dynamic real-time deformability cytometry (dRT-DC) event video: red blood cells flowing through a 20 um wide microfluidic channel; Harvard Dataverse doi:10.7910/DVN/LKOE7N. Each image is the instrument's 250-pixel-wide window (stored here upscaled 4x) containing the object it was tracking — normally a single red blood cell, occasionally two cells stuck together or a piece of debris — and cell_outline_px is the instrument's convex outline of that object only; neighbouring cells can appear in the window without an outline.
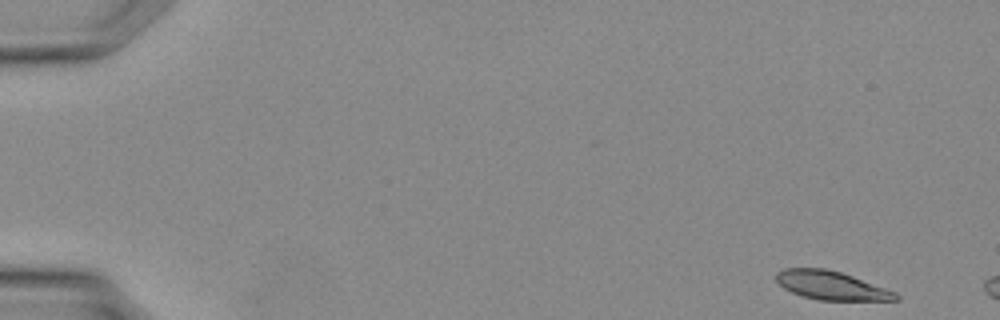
{"species": "Egyptian fruit bat (a non-hibernating species)", "species_latin": "Rousettus aegyptiacus", "temperature_condition": "warm", "stored_images_in_passage": 5, "camera_frame_rate_fps": 3000, "um_per_image_px": 0.085, "animal": {"sex": "female"}, "frame": {"image": 1, "passage_image": 1, "time_ms": 0.0, "image_size_px": [1000, 320], "cell_outline_px": [[900, 300], [820, 300], [804, 296], [792, 292], [784, 288], [776, 280], [776, 272], [784, 268], [824, 268], [840, 272], [852, 276], [896, 292], [900, 296]], "centroid_in_image_um": [70.66, 24.26], "position_along_channel_um": 14.3, "area_um2": 19.71}}